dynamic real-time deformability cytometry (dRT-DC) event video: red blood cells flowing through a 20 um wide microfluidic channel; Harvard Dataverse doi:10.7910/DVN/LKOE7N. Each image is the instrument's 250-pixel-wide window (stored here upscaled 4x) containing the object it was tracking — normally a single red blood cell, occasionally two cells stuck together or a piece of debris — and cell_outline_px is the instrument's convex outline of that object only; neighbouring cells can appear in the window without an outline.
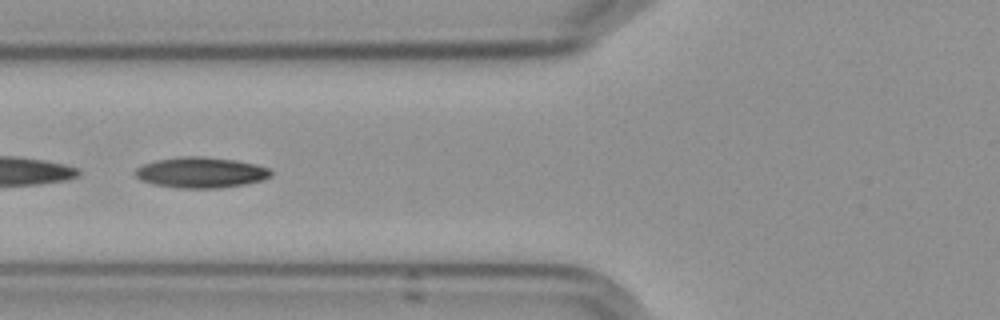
{"species": "Egyptian fruit bat (a non-hibernating species)", "species_latin": "Rousettus aegyptiacus", "temperature_condition": "cold", "stored_images_in_passage": 56, "camera_frame_rate_fps": 3000, "um_per_image_px": 0.085, "frame": {"image": 1, "passage_image": 23, "time_ms": 7.333, "image_size_px": [1000, 320], "cell_outline_px": [[272, 176], [260, 180], [244, 184], [220, 188], [176, 188], [152, 184], [140, 180], [136, 176], [136, 168], [144, 164], [156, 160], [180, 156], [204, 156], [236, 160], [268, 168], [272, 172]], "centroid_in_image_um": [17.04, 14.66], "position_along_channel_um": 108.8, "area_um2": 24.22}}
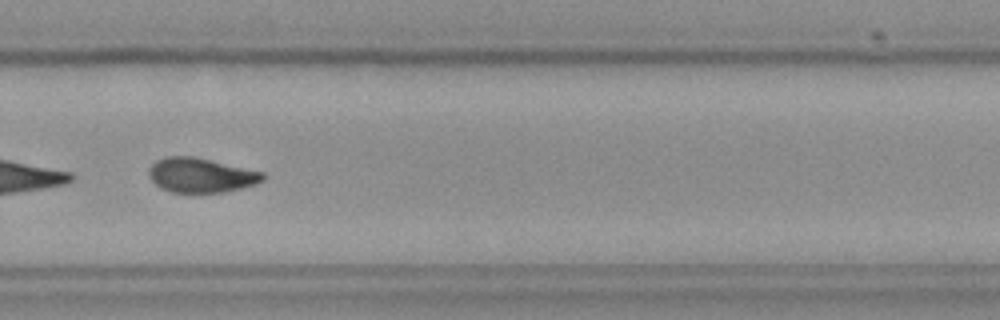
{"frame": {"image": 2, "passage_image": 40, "time_ms": 13.0, "image_size_px": [1000, 320], "cell_outline_px": [[264, 180], [256, 184], [224, 192], [172, 192], [160, 188], [148, 176], [148, 168], [156, 160], [164, 156], [192, 156], [264, 172]], "centroid_in_image_um": [17.05, 14.89], "position_along_channel_um": 312.8, "area_um2": 22.89}, "authors_computed_cell_mechanics": {"area_um2": 24.0448, "velocity_mm_per_s": 3.5922, "shape_relaxation_time_tau1_ms": 5.6564, "shape_relaxation_time_tau2_ms": null, "deformation_change_tau1": 0.1651, "deformation_change_tau2": null}}